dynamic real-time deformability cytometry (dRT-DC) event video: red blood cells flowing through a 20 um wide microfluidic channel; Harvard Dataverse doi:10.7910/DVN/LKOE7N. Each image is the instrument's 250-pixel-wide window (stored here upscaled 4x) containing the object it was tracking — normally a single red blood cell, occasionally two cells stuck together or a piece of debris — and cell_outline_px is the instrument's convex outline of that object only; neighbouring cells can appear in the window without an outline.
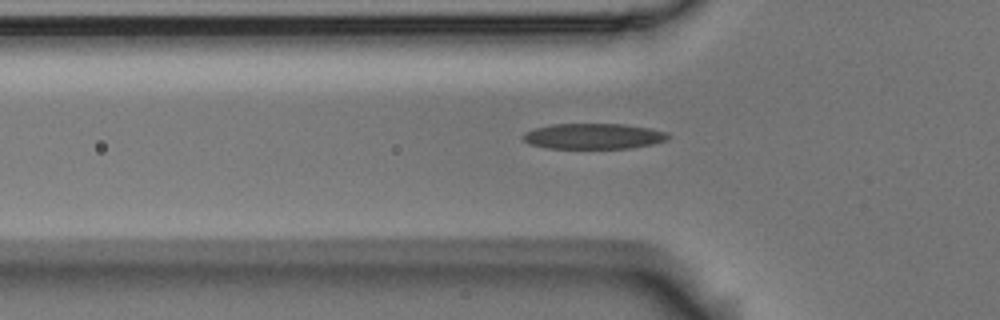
{"species": "Egyptian fruit bat (a non-hibernating species)", "species_latin": "Rousettus aegyptiacus", "temperature_condition": "room temperature", "stored_images_in_passage": 5, "camera_frame_rate_fps": 3000, "um_per_image_px": 0.085, "animal": {"sex": "male"}, "frame": {"image": 1, "passage_image": 5, "time_ms": 1.333, "image_size_px": [1000, 320], "cell_outline_px": [[672, 136], [668, 140], [652, 144], [628, 148], [544, 148], [528, 144], [520, 136], [524, 132], [536, 128], [552, 124], [624, 124], [652, 128], [668, 132]], "centroid_in_image_um": [50.46, 11.57], "position_along_channel_um": 75.3, "area_um2": 21.91}}